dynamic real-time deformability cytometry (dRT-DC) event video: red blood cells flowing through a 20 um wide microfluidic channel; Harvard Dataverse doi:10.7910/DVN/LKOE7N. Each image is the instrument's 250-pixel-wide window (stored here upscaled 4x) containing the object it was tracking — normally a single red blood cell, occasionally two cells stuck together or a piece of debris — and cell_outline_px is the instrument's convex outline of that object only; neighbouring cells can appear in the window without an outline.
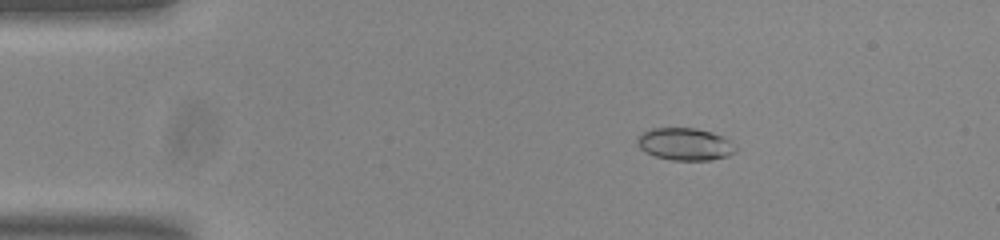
{"species": "common noctule bat (a hibernating species)", "species_latin": "Nyctalus noctula", "temperature_condition": "room temperature", "stored_images_in_passage": 51, "camera_frame_rate_fps": 3000, "um_per_image_px": 0.085, "animal": {"sex": "male", "body_mass_g": 20.0, "forearm_length_mm": 53.3}, "frame": {"image": 1, "passage_image": 6, "time_ms": 1.667, "image_size_px": [1000, 240], "cell_outline_px": [[736, 152], [728, 156], [712, 160], [672, 160], [656, 156], [644, 152], [640, 148], [636, 140], [648, 128], [696, 128], [712, 132], [728, 140], [736, 148]], "centroid_in_image_um": [58.21, 12.25], "position_along_channel_um": 26.8, "area_um2": 18.44}}
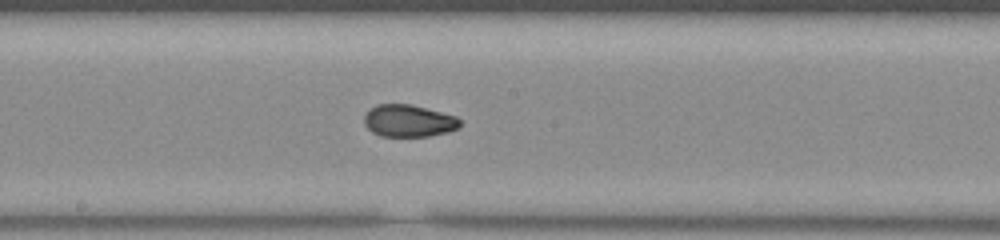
{"frame": {"image": 2, "passage_image": 26, "time_ms": 8.333, "image_size_px": [1000, 240], "cell_outline_px": [[460, 128], [448, 132], [428, 136], [380, 136], [372, 132], [364, 124], [364, 116], [376, 104], [408, 104], [456, 116], [460, 120]], "centroid_in_image_um": [34.73, 10.28], "position_along_channel_um": 213.5, "area_um2": 17.8}}
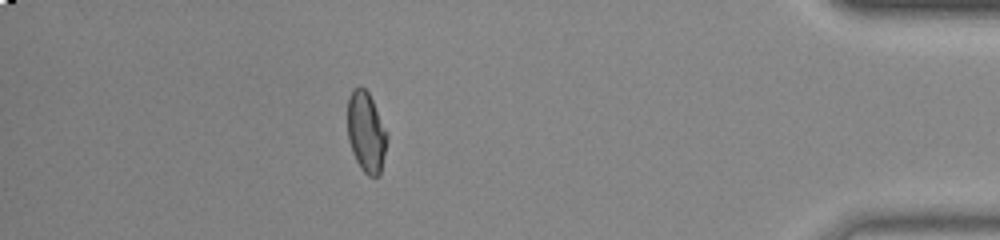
{"frame": {"image": 3, "passage_image": 45, "time_ms": 14.667, "image_size_px": [1000, 240], "cell_outline_px": [[388, 136], [380, 176], [368, 176], [360, 168], [352, 152], [348, 140], [348, 96], [352, 88], [360, 84], [368, 92], [388, 132]], "centroid_in_image_um": [31.12, 11.21], "position_along_channel_um": 404.1, "area_um2": 18.79}, "authors_computed_cell_mechanics": {"area_um2": 18.3804, "velocity_mm_per_s": 3.7552, "shape_relaxation_time_tau1_ms": null, "shape_relaxation_time_tau2_ms": 1.4491, "deformation_change_tau1": null, "deformation_change_tau2": 0.0504}}